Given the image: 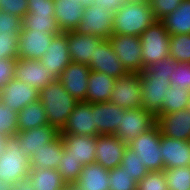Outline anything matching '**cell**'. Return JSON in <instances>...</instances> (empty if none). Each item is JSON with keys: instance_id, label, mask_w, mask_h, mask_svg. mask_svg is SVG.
<instances>
[{"instance_id": "1", "label": "cell", "mask_w": 190, "mask_h": 190, "mask_svg": "<svg viewBox=\"0 0 190 190\" xmlns=\"http://www.w3.org/2000/svg\"><path fill=\"white\" fill-rule=\"evenodd\" d=\"M39 99L43 103L49 125L58 131L63 129L78 102L66 91L59 79L40 90Z\"/></svg>"}, {"instance_id": "2", "label": "cell", "mask_w": 190, "mask_h": 190, "mask_svg": "<svg viewBox=\"0 0 190 190\" xmlns=\"http://www.w3.org/2000/svg\"><path fill=\"white\" fill-rule=\"evenodd\" d=\"M155 21L149 1L126 2L124 6L115 13L113 20V34L140 35Z\"/></svg>"}, {"instance_id": "3", "label": "cell", "mask_w": 190, "mask_h": 190, "mask_svg": "<svg viewBox=\"0 0 190 190\" xmlns=\"http://www.w3.org/2000/svg\"><path fill=\"white\" fill-rule=\"evenodd\" d=\"M18 137L7 136L4 142V152L0 155V180L15 183L28 178L30 160L26 152L18 147Z\"/></svg>"}, {"instance_id": "4", "label": "cell", "mask_w": 190, "mask_h": 190, "mask_svg": "<svg viewBox=\"0 0 190 190\" xmlns=\"http://www.w3.org/2000/svg\"><path fill=\"white\" fill-rule=\"evenodd\" d=\"M161 132L157 124L143 134L134 138L127 146L138 155L149 172L164 171L162 147L160 145Z\"/></svg>"}, {"instance_id": "5", "label": "cell", "mask_w": 190, "mask_h": 190, "mask_svg": "<svg viewBox=\"0 0 190 190\" xmlns=\"http://www.w3.org/2000/svg\"><path fill=\"white\" fill-rule=\"evenodd\" d=\"M143 70L152 62L170 56V35L161 21H155L141 35Z\"/></svg>"}, {"instance_id": "6", "label": "cell", "mask_w": 190, "mask_h": 190, "mask_svg": "<svg viewBox=\"0 0 190 190\" xmlns=\"http://www.w3.org/2000/svg\"><path fill=\"white\" fill-rule=\"evenodd\" d=\"M141 78V106L152 112L155 116L162 114L164 96L168 95L170 77L158 76L156 73H148L145 69L140 72Z\"/></svg>"}, {"instance_id": "7", "label": "cell", "mask_w": 190, "mask_h": 190, "mask_svg": "<svg viewBox=\"0 0 190 190\" xmlns=\"http://www.w3.org/2000/svg\"><path fill=\"white\" fill-rule=\"evenodd\" d=\"M114 16L115 13L106 10V7L101 8L95 4L85 6L82 20L75 31L109 39L113 35Z\"/></svg>"}, {"instance_id": "8", "label": "cell", "mask_w": 190, "mask_h": 190, "mask_svg": "<svg viewBox=\"0 0 190 190\" xmlns=\"http://www.w3.org/2000/svg\"><path fill=\"white\" fill-rule=\"evenodd\" d=\"M155 124L156 116L152 112L144 108L125 109L121 113L120 126H118L114 135L128 144Z\"/></svg>"}, {"instance_id": "9", "label": "cell", "mask_w": 190, "mask_h": 190, "mask_svg": "<svg viewBox=\"0 0 190 190\" xmlns=\"http://www.w3.org/2000/svg\"><path fill=\"white\" fill-rule=\"evenodd\" d=\"M141 95L140 72H128L115 79L110 101L128 110L142 108Z\"/></svg>"}, {"instance_id": "10", "label": "cell", "mask_w": 190, "mask_h": 190, "mask_svg": "<svg viewBox=\"0 0 190 190\" xmlns=\"http://www.w3.org/2000/svg\"><path fill=\"white\" fill-rule=\"evenodd\" d=\"M112 50L121 60L128 72H142V50L140 37L133 35L113 34L109 38Z\"/></svg>"}, {"instance_id": "11", "label": "cell", "mask_w": 190, "mask_h": 190, "mask_svg": "<svg viewBox=\"0 0 190 190\" xmlns=\"http://www.w3.org/2000/svg\"><path fill=\"white\" fill-rule=\"evenodd\" d=\"M13 78L31 85L38 91L57 80L53 73L45 69L40 60L34 59H18Z\"/></svg>"}, {"instance_id": "12", "label": "cell", "mask_w": 190, "mask_h": 190, "mask_svg": "<svg viewBox=\"0 0 190 190\" xmlns=\"http://www.w3.org/2000/svg\"><path fill=\"white\" fill-rule=\"evenodd\" d=\"M39 96L40 91L14 78L0 89V102L17 113L31 102L39 100Z\"/></svg>"}, {"instance_id": "13", "label": "cell", "mask_w": 190, "mask_h": 190, "mask_svg": "<svg viewBox=\"0 0 190 190\" xmlns=\"http://www.w3.org/2000/svg\"><path fill=\"white\" fill-rule=\"evenodd\" d=\"M89 68L96 72H102L117 79L126 75L128 71L122 65L121 60L112 50L109 39H101L95 49L94 58L90 61Z\"/></svg>"}, {"instance_id": "14", "label": "cell", "mask_w": 190, "mask_h": 190, "mask_svg": "<svg viewBox=\"0 0 190 190\" xmlns=\"http://www.w3.org/2000/svg\"><path fill=\"white\" fill-rule=\"evenodd\" d=\"M91 112V103L86 101L77 102L60 134L97 137L95 119Z\"/></svg>"}, {"instance_id": "15", "label": "cell", "mask_w": 190, "mask_h": 190, "mask_svg": "<svg viewBox=\"0 0 190 190\" xmlns=\"http://www.w3.org/2000/svg\"><path fill=\"white\" fill-rule=\"evenodd\" d=\"M44 31H21L18 38V59L40 60L48 52L54 36Z\"/></svg>"}, {"instance_id": "16", "label": "cell", "mask_w": 190, "mask_h": 190, "mask_svg": "<svg viewBox=\"0 0 190 190\" xmlns=\"http://www.w3.org/2000/svg\"><path fill=\"white\" fill-rule=\"evenodd\" d=\"M127 144L116 135H98L96 137V161L107 170L114 169L121 164Z\"/></svg>"}, {"instance_id": "17", "label": "cell", "mask_w": 190, "mask_h": 190, "mask_svg": "<svg viewBox=\"0 0 190 190\" xmlns=\"http://www.w3.org/2000/svg\"><path fill=\"white\" fill-rule=\"evenodd\" d=\"M48 49L40 61L45 69L59 79L64 69L71 63L67 32L55 35Z\"/></svg>"}, {"instance_id": "18", "label": "cell", "mask_w": 190, "mask_h": 190, "mask_svg": "<svg viewBox=\"0 0 190 190\" xmlns=\"http://www.w3.org/2000/svg\"><path fill=\"white\" fill-rule=\"evenodd\" d=\"M90 72L89 66L71 62L59 78L66 91L78 102L86 101Z\"/></svg>"}, {"instance_id": "19", "label": "cell", "mask_w": 190, "mask_h": 190, "mask_svg": "<svg viewBox=\"0 0 190 190\" xmlns=\"http://www.w3.org/2000/svg\"><path fill=\"white\" fill-rule=\"evenodd\" d=\"M161 135L177 140L190 141V111L179 110L156 116Z\"/></svg>"}, {"instance_id": "20", "label": "cell", "mask_w": 190, "mask_h": 190, "mask_svg": "<svg viewBox=\"0 0 190 190\" xmlns=\"http://www.w3.org/2000/svg\"><path fill=\"white\" fill-rule=\"evenodd\" d=\"M100 40L97 36L81 34L75 30L67 32L71 62L89 66Z\"/></svg>"}, {"instance_id": "21", "label": "cell", "mask_w": 190, "mask_h": 190, "mask_svg": "<svg viewBox=\"0 0 190 190\" xmlns=\"http://www.w3.org/2000/svg\"><path fill=\"white\" fill-rule=\"evenodd\" d=\"M125 108L115 105L111 101L92 103L95 119V129L98 135H114L120 126L121 113Z\"/></svg>"}, {"instance_id": "22", "label": "cell", "mask_w": 190, "mask_h": 190, "mask_svg": "<svg viewBox=\"0 0 190 190\" xmlns=\"http://www.w3.org/2000/svg\"><path fill=\"white\" fill-rule=\"evenodd\" d=\"M60 135L54 126L43 125L26 131H18V147L25 151L30 158L34 153H37L46 143L54 141Z\"/></svg>"}, {"instance_id": "23", "label": "cell", "mask_w": 190, "mask_h": 190, "mask_svg": "<svg viewBox=\"0 0 190 190\" xmlns=\"http://www.w3.org/2000/svg\"><path fill=\"white\" fill-rule=\"evenodd\" d=\"M64 149L83 166L96 161V137L75 134H60Z\"/></svg>"}, {"instance_id": "24", "label": "cell", "mask_w": 190, "mask_h": 190, "mask_svg": "<svg viewBox=\"0 0 190 190\" xmlns=\"http://www.w3.org/2000/svg\"><path fill=\"white\" fill-rule=\"evenodd\" d=\"M160 145L165 169L190 166V141L161 135Z\"/></svg>"}, {"instance_id": "25", "label": "cell", "mask_w": 190, "mask_h": 190, "mask_svg": "<svg viewBox=\"0 0 190 190\" xmlns=\"http://www.w3.org/2000/svg\"><path fill=\"white\" fill-rule=\"evenodd\" d=\"M54 17L63 32L73 31L82 20L84 7L77 0H54Z\"/></svg>"}, {"instance_id": "26", "label": "cell", "mask_w": 190, "mask_h": 190, "mask_svg": "<svg viewBox=\"0 0 190 190\" xmlns=\"http://www.w3.org/2000/svg\"><path fill=\"white\" fill-rule=\"evenodd\" d=\"M108 172L98 163L88 164L73 184L80 190H110Z\"/></svg>"}, {"instance_id": "27", "label": "cell", "mask_w": 190, "mask_h": 190, "mask_svg": "<svg viewBox=\"0 0 190 190\" xmlns=\"http://www.w3.org/2000/svg\"><path fill=\"white\" fill-rule=\"evenodd\" d=\"M64 144L59 135L54 141L46 143L44 147L34 153L30 160V169H56L63 158Z\"/></svg>"}, {"instance_id": "28", "label": "cell", "mask_w": 190, "mask_h": 190, "mask_svg": "<svg viewBox=\"0 0 190 190\" xmlns=\"http://www.w3.org/2000/svg\"><path fill=\"white\" fill-rule=\"evenodd\" d=\"M115 79L102 72L91 70L88 77L86 102L101 103L110 101Z\"/></svg>"}, {"instance_id": "29", "label": "cell", "mask_w": 190, "mask_h": 190, "mask_svg": "<svg viewBox=\"0 0 190 190\" xmlns=\"http://www.w3.org/2000/svg\"><path fill=\"white\" fill-rule=\"evenodd\" d=\"M28 178L34 190H65L68 186L56 169H30Z\"/></svg>"}, {"instance_id": "30", "label": "cell", "mask_w": 190, "mask_h": 190, "mask_svg": "<svg viewBox=\"0 0 190 190\" xmlns=\"http://www.w3.org/2000/svg\"><path fill=\"white\" fill-rule=\"evenodd\" d=\"M18 131L49 125L42 101L36 100L20 110L17 117Z\"/></svg>"}, {"instance_id": "31", "label": "cell", "mask_w": 190, "mask_h": 190, "mask_svg": "<svg viewBox=\"0 0 190 190\" xmlns=\"http://www.w3.org/2000/svg\"><path fill=\"white\" fill-rule=\"evenodd\" d=\"M161 22L170 36L190 34V0H183L177 9L164 17Z\"/></svg>"}, {"instance_id": "32", "label": "cell", "mask_w": 190, "mask_h": 190, "mask_svg": "<svg viewBox=\"0 0 190 190\" xmlns=\"http://www.w3.org/2000/svg\"><path fill=\"white\" fill-rule=\"evenodd\" d=\"M21 31H44L50 34H61L63 32L54 17V13L26 14L22 19Z\"/></svg>"}, {"instance_id": "33", "label": "cell", "mask_w": 190, "mask_h": 190, "mask_svg": "<svg viewBox=\"0 0 190 190\" xmlns=\"http://www.w3.org/2000/svg\"><path fill=\"white\" fill-rule=\"evenodd\" d=\"M190 100V90L178 89L170 86L168 95L164 96L162 114H168L179 110H186Z\"/></svg>"}, {"instance_id": "34", "label": "cell", "mask_w": 190, "mask_h": 190, "mask_svg": "<svg viewBox=\"0 0 190 190\" xmlns=\"http://www.w3.org/2000/svg\"><path fill=\"white\" fill-rule=\"evenodd\" d=\"M169 51L175 62L190 63V34L170 36Z\"/></svg>"}, {"instance_id": "35", "label": "cell", "mask_w": 190, "mask_h": 190, "mask_svg": "<svg viewBox=\"0 0 190 190\" xmlns=\"http://www.w3.org/2000/svg\"><path fill=\"white\" fill-rule=\"evenodd\" d=\"M138 158V155L127 146L124 150L120 164V166L125 169V172L130 175V178L137 182L149 172L148 169L141 164V160Z\"/></svg>"}, {"instance_id": "36", "label": "cell", "mask_w": 190, "mask_h": 190, "mask_svg": "<svg viewBox=\"0 0 190 190\" xmlns=\"http://www.w3.org/2000/svg\"><path fill=\"white\" fill-rule=\"evenodd\" d=\"M164 173L169 190H190V166L165 169Z\"/></svg>"}, {"instance_id": "37", "label": "cell", "mask_w": 190, "mask_h": 190, "mask_svg": "<svg viewBox=\"0 0 190 190\" xmlns=\"http://www.w3.org/2000/svg\"><path fill=\"white\" fill-rule=\"evenodd\" d=\"M83 165L76 161L68 152L63 150V158L58 164L56 170L61 174L66 184H73L81 175Z\"/></svg>"}, {"instance_id": "38", "label": "cell", "mask_w": 190, "mask_h": 190, "mask_svg": "<svg viewBox=\"0 0 190 190\" xmlns=\"http://www.w3.org/2000/svg\"><path fill=\"white\" fill-rule=\"evenodd\" d=\"M110 190H137L138 182L130 178L121 166L109 170Z\"/></svg>"}, {"instance_id": "39", "label": "cell", "mask_w": 190, "mask_h": 190, "mask_svg": "<svg viewBox=\"0 0 190 190\" xmlns=\"http://www.w3.org/2000/svg\"><path fill=\"white\" fill-rule=\"evenodd\" d=\"M17 117L16 111L0 102V134L5 137L16 135L18 132Z\"/></svg>"}, {"instance_id": "40", "label": "cell", "mask_w": 190, "mask_h": 190, "mask_svg": "<svg viewBox=\"0 0 190 190\" xmlns=\"http://www.w3.org/2000/svg\"><path fill=\"white\" fill-rule=\"evenodd\" d=\"M137 190H169L164 171L148 172L138 182Z\"/></svg>"}, {"instance_id": "41", "label": "cell", "mask_w": 190, "mask_h": 190, "mask_svg": "<svg viewBox=\"0 0 190 190\" xmlns=\"http://www.w3.org/2000/svg\"><path fill=\"white\" fill-rule=\"evenodd\" d=\"M170 86L190 90V63L176 62L174 73L170 76Z\"/></svg>"}, {"instance_id": "42", "label": "cell", "mask_w": 190, "mask_h": 190, "mask_svg": "<svg viewBox=\"0 0 190 190\" xmlns=\"http://www.w3.org/2000/svg\"><path fill=\"white\" fill-rule=\"evenodd\" d=\"M183 0H149L153 15L156 20L161 21L164 17L171 14Z\"/></svg>"}, {"instance_id": "43", "label": "cell", "mask_w": 190, "mask_h": 190, "mask_svg": "<svg viewBox=\"0 0 190 190\" xmlns=\"http://www.w3.org/2000/svg\"><path fill=\"white\" fill-rule=\"evenodd\" d=\"M22 29V19L8 12H0V33H9L12 37H19Z\"/></svg>"}, {"instance_id": "44", "label": "cell", "mask_w": 190, "mask_h": 190, "mask_svg": "<svg viewBox=\"0 0 190 190\" xmlns=\"http://www.w3.org/2000/svg\"><path fill=\"white\" fill-rule=\"evenodd\" d=\"M19 37H12L9 33H0V59H16L18 60V45Z\"/></svg>"}, {"instance_id": "45", "label": "cell", "mask_w": 190, "mask_h": 190, "mask_svg": "<svg viewBox=\"0 0 190 190\" xmlns=\"http://www.w3.org/2000/svg\"><path fill=\"white\" fill-rule=\"evenodd\" d=\"M176 62L170 57H165L157 62H152L145 67L148 73H156L158 76L170 77L174 73Z\"/></svg>"}, {"instance_id": "46", "label": "cell", "mask_w": 190, "mask_h": 190, "mask_svg": "<svg viewBox=\"0 0 190 190\" xmlns=\"http://www.w3.org/2000/svg\"><path fill=\"white\" fill-rule=\"evenodd\" d=\"M0 12H8L23 19L28 14V2L27 0H0Z\"/></svg>"}, {"instance_id": "47", "label": "cell", "mask_w": 190, "mask_h": 190, "mask_svg": "<svg viewBox=\"0 0 190 190\" xmlns=\"http://www.w3.org/2000/svg\"><path fill=\"white\" fill-rule=\"evenodd\" d=\"M16 63L13 58L0 59V89L13 78Z\"/></svg>"}, {"instance_id": "48", "label": "cell", "mask_w": 190, "mask_h": 190, "mask_svg": "<svg viewBox=\"0 0 190 190\" xmlns=\"http://www.w3.org/2000/svg\"><path fill=\"white\" fill-rule=\"evenodd\" d=\"M28 14L54 13V0H27Z\"/></svg>"}, {"instance_id": "49", "label": "cell", "mask_w": 190, "mask_h": 190, "mask_svg": "<svg viewBox=\"0 0 190 190\" xmlns=\"http://www.w3.org/2000/svg\"><path fill=\"white\" fill-rule=\"evenodd\" d=\"M125 0H95L93 4L98 7H106V10L111 12H118L125 4Z\"/></svg>"}, {"instance_id": "50", "label": "cell", "mask_w": 190, "mask_h": 190, "mask_svg": "<svg viewBox=\"0 0 190 190\" xmlns=\"http://www.w3.org/2000/svg\"><path fill=\"white\" fill-rule=\"evenodd\" d=\"M11 190H34V188L29 178H24L15 182Z\"/></svg>"}, {"instance_id": "51", "label": "cell", "mask_w": 190, "mask_h": 190, "mask_svg": "<svg viewBox=\"0 0 190 190\" xmlns=\"http://www.w3.org/2000/svg\"><path fill=\"white\" fill-rule=\"evenodd\" d=\"M14 183L0 180V190H11Z\"/></svg>"}, {"instance_id": "52", "label": "cell", "mask_w": 190, "mask_h": 190, "mask_svg": "<svg viewBox=\"0 0 190 190\" xmlns=\"http://www.w3.org/2000/svg\"><path fill=\"white\" fill-rule=\"evenodd\" d=\"M6 137L0 134V155L4 152V142Z\"/></svg>"}, {"instance_id": "53", "label": "cell", "mask_w": 190, "mask_h": 190, "mask_svg": "<svg viewBox=\"0 0 190 190\" xmlns=\"http://www.w3.org/2000/svg\"><path fill=\"white\" fill-rule=\"evenodd\" d=\"M77 1H79V3H80L83 7H85V6H89V5L93 4V2H94L95 0H77Z\"/></svg>"}, {"instance_id": "54", "label": "cell", "mask_w": 190, "mask_h": 190, "mask_svg": "<svg viewBox=\"0 0 190 190\" xmlns=\"http://www.w3.org/2000/svg\"><path fill=\"white\" fill-rule=\"evenodd\" d=\"M65 190H80L74 184H68Z\"/></svg>"}, {"instance_id": "55", "label": "cell", "mask_w": 190, "mask_h": 190, "mask_svg": "<svg viewBox=\"0 0 190 190\" xmlns=\"http://www.w3.org/2000/svg\"><path fill=\"white\" fill-rule=\"evenodd\" d=\"M144 1H149V0H125V2H144Z\"/></svg>"}, {"instance_id": "56", "label": "cell", "mask_w": 190, "mask_h": 190, "mask_svg": "<svg viewBox=\"0 0 190 190\" xmlns=\"http://www.w3.org/2000/svg\"><path fill=\"white\" fill-rule=\"evenodd\" d=\"M187 110L190 111V100H189V104H188V108H187Z\"/></svg>"}]
</instances>
